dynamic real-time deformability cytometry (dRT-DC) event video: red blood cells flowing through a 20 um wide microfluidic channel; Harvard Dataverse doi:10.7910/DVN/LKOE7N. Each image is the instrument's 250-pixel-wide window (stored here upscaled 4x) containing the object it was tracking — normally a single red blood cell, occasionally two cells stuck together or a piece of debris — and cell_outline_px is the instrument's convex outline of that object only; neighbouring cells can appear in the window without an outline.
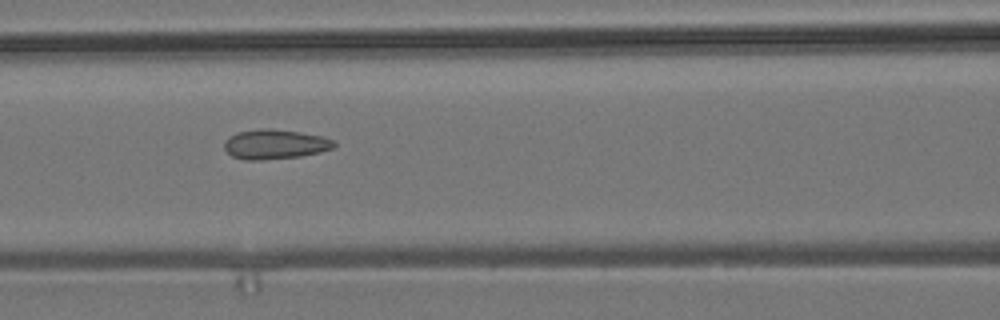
{"species": "common noctule bat (a hibernating species)", "species_latin": "Nyctalus noctula", "temperature_condition": "room temperature", "stored_images_in_passage": 25, "camera_frame_rate_fps": 3000, "um_per_image_px": 0.085, "animal": {"sex": "male", "body_mass_g": 19.2, "forearm_length_mm": 51.8}, "frame": {"image": 1, "passage_image": 22, "time_ms": 7.0, "image_size_px": [1000, 320], "cell_outline_px": [[336, 148], [320, 152], [300, 156], [260, 160], [244, 160], [232, 156], [224, 148], [224, 140], [236, 132], [260, 128], [268, 128], [300, 132], [324, 136], [336, 140]], "centroid_in_image_um": [23.4, 12.25], "position_along_channel_um": 143.2, "area_um2": 19.25}}